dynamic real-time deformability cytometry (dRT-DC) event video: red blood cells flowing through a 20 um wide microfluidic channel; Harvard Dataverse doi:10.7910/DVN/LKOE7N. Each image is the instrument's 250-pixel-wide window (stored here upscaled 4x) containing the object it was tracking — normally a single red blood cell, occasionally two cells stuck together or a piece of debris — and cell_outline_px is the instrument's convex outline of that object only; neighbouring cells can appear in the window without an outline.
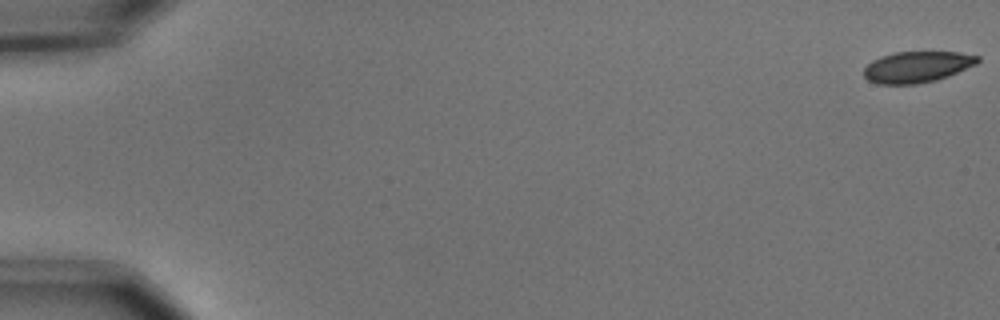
{"species": "common noctule bat (a hibernating species)", "species_latin": "Nyctalus noctula", "temperature_condition": "cold", "stored_images_in_passage": 52, "camera_frame_rate_fps": 3000, "um_per_image_px": 0.085, "animal": {"sex": "male", "body_mass_g": 15.6}, "frame": {"image": 1, "passage_image": 1, "time_ms": 0.0, "image_size_px": [1000, 320], "cell_outline_px": [[980, 60], [976, 64], [948, 76], [936, 80], [916, 84], [876, 84], [868, 80], [864, 76], [864, 68], [872, 60], [880, 56], [892, 52], [960, 52], [980, 56]], "centroid_in_image_um": [77.94, 5.68], "position_along_channel_um": 7.1, "area_um2": 20.75}}
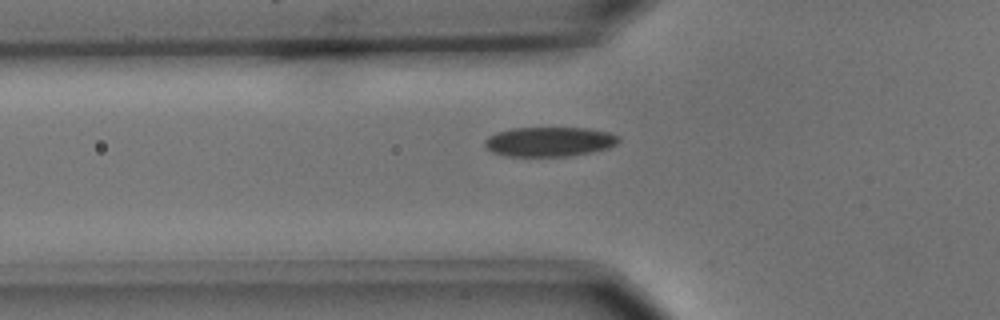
{"frame": {"image": 2, "passage_image": 20, "time_ms": 6.333, "image_size_px": [1000, 320], "cell_outline_px": [[620, 140], [616, 144], [608, 148], [588, 152], [564, 156], [508, 156], [492, 152], [484, 144], [484, 140], [488, 136], [496, 132], [512, 128], [588, 128], [608, 132], [620, 136]], "centroid_in_image_um": [46.68, 12.03], "position_along_channel_um": 79.1, "area_um2": 22.95}}
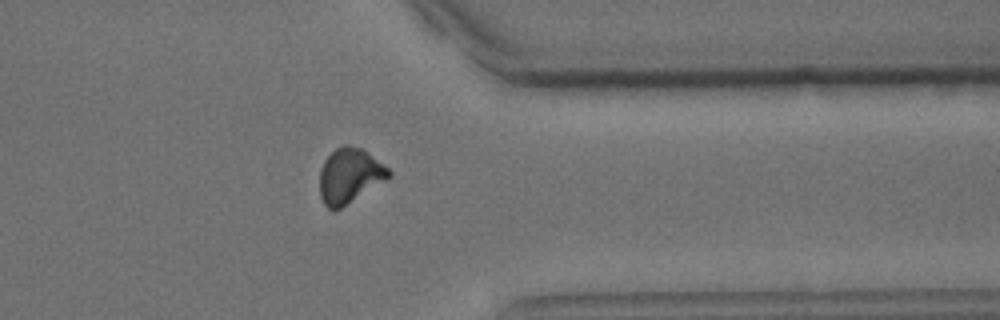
{"frame": {"image": 3, "passage_image": 45, "time_ms": 14.667, "image_size_px": [1000, 320], "cell_outline_px": [[392, 176], [340, 208], [332, 212], [324, 204], [320, 196], [320, 168], [324, 160], [336, 148], [344, 144], [348, 144], [364, 148], [384, 164], [392, 172]], "centroid_in_image_um": [29.72, 14.91], "position_along_channel_um": 381.7, "area_um2": 22.25}}